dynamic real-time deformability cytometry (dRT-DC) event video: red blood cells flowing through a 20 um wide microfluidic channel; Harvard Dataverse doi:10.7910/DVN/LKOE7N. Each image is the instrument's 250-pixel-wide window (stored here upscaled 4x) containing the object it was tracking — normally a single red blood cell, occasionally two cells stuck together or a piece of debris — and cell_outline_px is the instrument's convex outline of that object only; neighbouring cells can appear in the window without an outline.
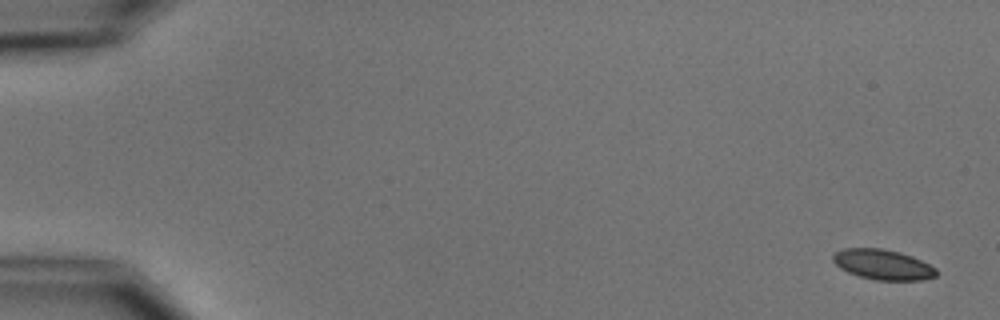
{"species": "common noctule bat (a hibernating species)", "species_latin": "Nyctalus noctula", "temperature_condition": "cold", "stored_images_in_passage": 6, "camera_frame_rate_fps": 3000, "um_per_image_px": 0.085, "animal": {"sex": "male", "body_mass_g": 15.6}, "frame": {"image": 1, "passage_image": 1, "time_ms": 0.0, "image_size_px": [1000, 320], "cell_outline_px": [[936, 276], [924, 280], [876, 280], [860, 276], [848, 272], [840, 268], [832, 260], [832, 256], [836, 252], [844, 248], [880, 248], [900, 252], [912, 256], [936, 268]], "centroid_in_image_um": [75.04, 22.48], "position_along_channel_um": 10.0, "area_um2": 18.09}}
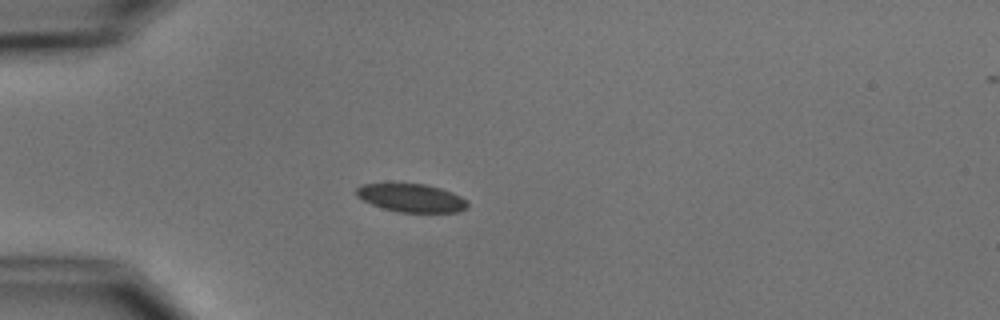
{"frame": {"image": 2, "passage_image": 5, "time_ms": 4.667, "image_size_px": [1000, 320], "cell_outline_px": [[468, 208], [460, 212], [400, 212], [384, 208], [372, 204], [356, 196], [356, 188], [360, 184], [428, 184], [452, 192], [468, 200]], "centroid_in_image_um": [35.01, 16.82], "position_along_channel_um": 50.0, "area_um2": 18.26}}